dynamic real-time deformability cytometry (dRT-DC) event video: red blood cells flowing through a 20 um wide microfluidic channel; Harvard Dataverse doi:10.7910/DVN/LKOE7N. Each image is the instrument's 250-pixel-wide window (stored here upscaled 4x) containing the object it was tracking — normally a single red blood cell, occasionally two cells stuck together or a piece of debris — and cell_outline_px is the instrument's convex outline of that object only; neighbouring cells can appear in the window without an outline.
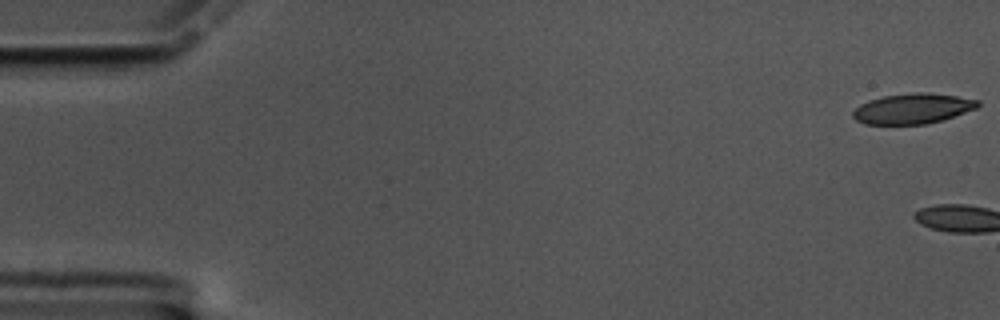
{"species": "common noctule bat (a hibernating species)", "species_latin": "Nyctalus noctula", "temperature_condition": "cold", "stored_images_in_passage": 3, "camera_frame_rate_fps": 3000, "um_per_image_px": 0.085, "animal": {"sex": "male", "body_mass_g": 17.5, "forearm_length_mm": 52.3}, "frame": {"image": 1, "passage_image": 1, "time_ms": 0.0, "image_size_px": [1000, 320], "cell_outline_px": [[980, 104], [976, 108], [944, 120], [924, 124], [864, 124], [856, 120], [852, 116], [852, 112], [860, 104], [868, 100], [884, 96], [916, 92], [924, 92], [956, 96], [980, 100]], "centroid_in_image_um": [77.57, 9.23], "position_along_channel_um": 7.4, "area_um2": 22.02}}